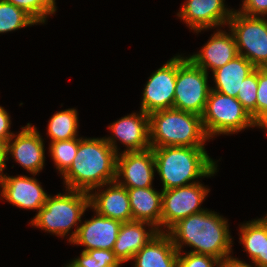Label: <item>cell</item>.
<instances>
[{
    "label": "cell",
    "instance_id": "1",
    "mask_svg": "<svg viewBox=\"0 0 267 267\" xmlns=\"http://www.w3.org/2000/svg\"><path fill=\"white\" fill-rule=\"evenodd\" d=\"M229 226L228 219L223 215L206 209L179 220L167 233L178 252L189 246L191 250L188 252L222 260L233 255L234 238Z\"/></svg>",
    "mask_w": 267,
    "mask_h": 267
},
{
    "label": "cell",
    "instance_id": "2",
    "mask_svg": "<svg viewBox=\"0 0 267 267\" xmlns=\"http://www.w3.org/2000/svg\"><path fill=\"white\" fill-rule=\"evenodd\" d=\"M117 153L104 137H79V146L70 168L61 176L66 189L90 193L116 179Z\"/></svg>",
    "mask_w": 267,
    "mask_h": 267
},
{
    "label": "cell",
    "instance_id": "3",
    "mask_svg": "<svg viewBox=\"0 0 267 267\" xmlns=\"http://www.w3.org/2000/svg\"><path fill=\"white\" fill-rule=\"evenodd\" d=\"M152 149L162 190L194 184L213 177L219 171V161L213 160L205 147L168 146Z\"/></svg>",
    "mask_w": 267,
    "mask_h": 267
},
{
    "label": "cell",
    "instance_id": "4",
    "mask_svg": "<svg viewBox=\"0 0 267 267\" xmlns=\"http://www.w3.org/2000/svg\"><path fill=\"white\" fill-rule=\"evenodd\" d=\"M65 192L48 195L44 206L29 222L30 226L43 230L55 237L68 238V243L76 237L82 217L90 209V195L79 190L64 189ZM75 227V228H74ZM74 228V231L72 229Z\"/></svg>",
    "mask_w": 267,
    "mask_h": 267
},
{
    "label": "cell",
    "instance_id": "5",
    "mask_svg": "<svg viewBox=\"0 0 267 267\" xmlns=\"http://www.w3.org/2000/svg\"><path fill=\"white\" fill-rule=\"evenodd\" d=\"M149 141L151 148L205 147L210 138L201 116L172 108L149 114Z\"/></svg>",
    "mask_w": 267,
    "mask_h": 267
},
{
    "label": "cell",
    "instance_id": "6",
    "mask_svg": "<svg viewBox=\"0 0 267 267\" xmlns=\"http://www.w3.org/2000/svg\"><path fill=\"white\" fill-rule=\"evenodd\" d=\"M202 122L207 136L215 139L219 135H233L257 127L242 104L231 96L210 90Z\"/></svg>",
    "mask_w": 267,
    "mask_h": 267
},
{
    "label": "cell",
    "instance_id": "7",
    "mask_svg": "<svg viewBox=\"0 0 267 267\" xmlns=\"http://www.w3.org/2000/svg\"><path fill=\"white\" fill-rule=\"evenodd\" d=\"M208 77L187 55L178 53L173 108L202 116L211 90Z\"/></svg>",
    "mask_w": 267,
    "mask_h": 267
},
{
    "label": "cell",
    "instance_id": "8",
    "mask_svg": "<svg viewBox=\"0 0 267 267\" xmlns=\"http://www.w3.org/2000/svg\"><path fill=\"white\" fill-rule=\"evenodd\" d=\"M227 28L234 35L238 54L256 68H267V17H250L234 10Z\"/></svg>",
    "mask_w": 267,
    "mask_h": 267
},
{
    "label": "cell",
    "instance_id": "9",
    "mask_svg": "<svg viewBox=\"0 0 267 267\" xmlns=\"http://www.w3.org/2000/svg\"><path fill=\"white\" fill-rule=\"evenodd\" d=\"M211 189L200 181L187 186L162 190L161 232H167L179 220L206 210L201 205Z\"/></svg>",
    "mask_w": 267,
    "mask_h": 267
},
{
    "label": "cell",
    "instance_id": "10",
    "mask_svg": "<svg viewBox=\"0 0 267 267\" xmlns=\"http://www.w3.org/2000/svg\"><path fill=\"white\" fill-rule=\"evenodd\" d=\"M43 136L32 123L21 126V130L6 143L5 162L11 157L27 173L39 174L45 166V143Z\"/></svg>",
    "mask_w": 267,
    "mask_h": 267
},
{
    "label": "cell",
    "instance_id": "11",
    "mask_svg": "<svg viewBox=\"0 0 267 267\" xmlns=\"http://www.w3.org/2000/svg\"><path fill=\"white\" fill-rule=\"evenodd\" d=\"M177 78V54L148 77L140 103L146 114L172 109Z\"/></svg>",
    "mask_w": 267,
    "mask_h": 267
},
{
    "label": "cell",
    "instance_id": "12",
    "mask_svg": "<svg viewBox=\"0 0 267 267\" xmlns=\"http://www.w3.org/2000/svg\"><path fill=\"white\" fill-rule=\"evenodd\" d=\"M177 17L196 33L225 28L235 8H228L225 0H185ZM227 5V6H226Z\"/></svg>",
    "mask_w": 267,
    "mask_h": 267
},
{
    "label": "cell",
    "instance_id": "13",
    "mask_svg": "<svg viewBox=\"0 0 267 267\" xmlns=\"http://www.w3.org/2000/svg\"><path fill=\"white\" fill-rule=\"evenodd\" d=\"M107 128L111 134L107 137L105 136L106 142L117 154L144 151L151 148L149 141V114L140 109L138 112H132L110 123ZM119 142L126 147L123 151H120Z\"/></svg>",
    "mask_w": 267,
    "mask_h": 267
},
{
    "label": "cell",
    "instance_id": "14",
    "mask_svg": "<svg viewBox=\"0 0 267 267\" xmlns=\"http://www.w3.org/2000/svg\"><path fill=\"white\" fill-rule=\"evenodd\" d=\"M29 175L31 177L19 174L10 176L2 170L0 179L1 201L6 200L17 208L38 212L46 203L49 194L42 187V183L36 179L37 174Z\"/></svg>",
    "mask_w": 267,
    "mask_h": 267
},
{
    "label": "cell",
    "instance_id": "15",
    "mask_svg": "<svg viewBox=\"0 0 267 267\" xmlns=\"http://www.w3.org/2000/svg\"><path fill=\"white\" fill-rule=\"evenodd\" d=\"M155 173L156 166L152 148L117 154L115 181L123 187L127 189L154 187Z\"/></svg>",
    "mask_w": 267,
    "mask_h": 267
},
{
    "label": "cell",
    "instance_id": "16",
    "mask_svg": "<svg viewBox=\"0 0 267 267\" xmlns=\"http://www.w3.org/2000/svg\"><path fill=\"white\" fill-rule=\"evenodd\" d=\"M223 29H216L199 51L187 56L196 66L208 74L210 71L213 72L223 67L239 55L233 33L229 29Z\"/></svg>",
    "mask_w": 267,
    "mask_h": 267
},
{
    "label": "cell",
    "instance_id": "17",
    "mask_svg": "<svg viewBox=\"0 0 267 267\" xmlns=\"http://www.w3.org/2000/svg\"><path fill=\"white\" fill-rule=\"evenodd\" d=\"M92 211V218L82 219L78 233L70 244L84 247L82 251L85 252L94 249L113 250L122 223Z\"/></svg>",
    "mask_w": 267,
    "mask_h": 267
},
{
    "label": "cell",
    "instance_id": "18",
    "mask_svg": "<svg viewBox=\"0 0 267 267\" xmlns=\"http://www.w3.org/2000/svg\"><path fill=\"white\" fill-rule=\"evenodd\" d=\"M89 195L90 210L121 223L133 221L127 188L116 181L94 188Z\"/></svg>",
    "mask_w": 267,
    "mask_h": 267
},
{
    "label": "cell",
    "instance_id": "19",
    "mask_svg": "<svg viewBox=\"0 0 267 267\" xmlns=\"http://www.w3.org/2000/svg\"><path fill=\"white\" fill-rule=\"evenodd\" d=\"M158 233V228L148 222H124L121 224L112 251L122 264L130 262L133 256Z\"/></svg>",
    "mask_w": 267,
    "mask_h": 267
},
{
    "label": "cell",
    "instance_id": "20",
    "mask_svg": "<svg viewBox=\"0 0 267 267\" xmlns=\"http://www.w3.org/2000/svg\"><path fill=\"white\" fill-rule=\"evenodd\" d=\"M179 252L167 232H159L132 258L133 267H174Z\"/></svg>",
    "mask_w": 267,
    "mask_h": 267
},
{
    "label": "cell",
    "instance_id": "21",
    "mask_svg": "<svg viewBox=\"0 0 267 267\" xmlns=\"http://www.w3.org/2000/svg\"><path fill=\"white\" fill-rule=\"evenodd\" d=\"M239 243L249 260L258 267H267V216L239 224Z\"/></svg>",
    "mask_w": 267,
    "mask_h": 267
},
{
    "label": "cell",
    "instance_id": "22",
    "mask_svg": "<svg viewBox=\"0 0 267 267\" xmlns=\"http://www.w3.org/2000/svg\"><path fill=\"white\" fill-rule=\"evenodd\" d=\"M127 192L133 221L151 223L161 232L162 189L128 188Z\"/></svg>",
    "mask_w": 267,
    "mask_h": 267
},
{
    "label": "cell",
    "instance_id": "23",
    "mask_svg": "<svg viewBox=\"0 0 267 267\" xmlns=\"http://www.w3.org/2000/svg\"><path fill=\"white\" fill-rule=\"evenodd\" d=\"M256 67L244 56L238 55L223 67L212 72L213 87L211 89L227 96L237 97L242 81Z\"/></svg>",
    "mask_w": 267,
    "mask_h": 267
},
{
    "label": "cell",
    "instance_id": "24",
    "mask_svg": "<svg viewBox=\"0 0 267 267\" xmlns=\"http://www.w3.org/2000/svg\"><path fill=\"white\" fill-rule=\"evenodd\" d=\"M77 108H67L55 112L47 124V137L50 142L78 138L79 117Z\"/></svg>",
    "mask_w": 267,
    "mask_h": 267
},
{
    "label": "cell",
    "instance_id": "25",
    "mask_svg": "<svg viewBox=\"0 0 267 267\" xmlns=\"http://www.w3.org/2000/svg\"><path fill=\"white\" fill-rule=\"evenodd\" d=\"M39 25L24 10L12 3L0 0V34Z\"/></svg>",
    "mask_w": 267,
    "mask_h": 267
},
{
    "label": "cell",
    "instance_id": "26",
    "mask_svg": "<svg viewBox=\"0 0 267 267\" xmlns=\"http://www.w3.org/2000/svg\"><path fill=\"white\" fill-rule=\"evenodd\" d=\"M63 267H122L112 250L94 249L82 251L77 258L69 260Z\"/></svg>",
    "mask_w": 267,
    "mask_h": 267
},
{
    "label": "cell",
    "instance_id": "27",
    "mask_svg": "<svg viewBox=\"0 0 267 267\" xmlns=\"http://www.w3.org/2000/svg\"><path fill=\"white\" fill-rule=\"evenodd\" d=\"M49 156L54 162L55 169L59 175H63L72 165V161L76 156L79 137L69 140H62L49 143Z\"/></svg>",
    "mask_w": 267,
    "mask_h": 267
},
{
    "label": "cell",
    "instance_id": "28",
    "mask_svg": "<svg viewBox=\"0 0 267 267\" xmlns=\"http://www.w3.org/2000/svg\"><path fill=\"white\" fill-rule=\"evenodd\" d=\"M24 10L39 25L46 24L49 16L57 12L56 0H4Z\"/></svg>",
    "mask_w": 267,
    "mask_h": 267
},
{
    "label": "cell",
    "instance_id": "29",
    "mask_svg": "<svg viewBox=\"0 0 267 267\" xmlns=\"http://www.w3.org/2000/svg\"><path fill=\"white\" fill-rule=\"evenodd\" d=\"M258 88V68L249 74L243 81L238 91L236 99L242 104L243 108L249 113L256 123V99Z\"/></svg>",
    "mask_w": 267,
    "mask_h": 267
},
{
    "label": "cell",
    "instance_id": "30",
    "mask_svg": "<svg viewBox=\"0 0 267 267\" xmlns=\"http://www.w3.org/2000/svg\"><path fill=\"white\" fill-rule=\"evenodd\" d=\"M256 125L267 135V68H258Z\"/></svg>",
    "mask_w": 267,
    "mask_h": 267
},
{
    "label": "cell",
    "instance_id": "31",
    "mask_svg": "<svg viewBox=\"0 0 267 267\" xmlns=\"http://www.w3.org/2000/svg\"><path fill=\"white\" fill-rule=\"evenodd\" d=\"M178 258L187 267H218L220 260L209 255L192 252H179Z\"/></svg>",
    "mask_w": 267,
    "mask_h": 267
},
{
    "label": "cell",
    "instance_id": "32",
    "mask_svg": "<svg viewBox=\"0 0 267 267\" xmlns=\"http://www.w3.org/2000/svg\"><path fill=\"white\" fill-rule=\"evenodd\" d=\"M238 12L250 17H267V0H242Z\"/></svg>",
    "mask_w": 267,
    "mask_h": 267
},
{
    "label": "cell",
    "instance_id": "33",
    "mask_svg": "<svg viewBox=\"0 0 267 267\" xmlns=\"http://www.w3.org/2000/svg\"><path fill=\"white\" fill-rule=\"evenodd\" d=\"M11 116L10 113L0 105V139L6 144L15 134L11 131Z\"/></svg>",
    "mask_w": 267,
    "mask_h": 267
},
{
    "label": "cell",
    "instance_id": "34",
    "mask_svg": "<svg viewBox=\"0 0 267 267\" xmlns=\"http://www.w3.org/2000/svg\"><path fill=\"white\" fill-rule=\"evenodd\" d=\"M218 267H258V266L253 262L248 263L231 255L229 257L220 260Z\"/></svg>",
    "mask_w": 267,
    "mask_h": 267
},
{
    "label": "cell",
    "instance_id": "35",
    "mask_svg": "<svg viewBox=\"0 0 267 267\" xmlns=\"http://www.w3.org/2000/svg\"><path fill=\"white\" fill-rule=\"evenodd\" d=\"M5 149L6 144L0 139V169L4 171L7 169V163L5 162Z\"/></svg>",
    "mask_w": 267,
    "mask_h": 267
},
{
    "label": "cell",
    "instance_id": "36",
    "mask_svg": "<svg viewBox=\"0 0 267 267\" xmlns=\"http://www.w3.org/2000/svg\"><path fill=\"white\" fill-rule=\"evenodd\" d=\"M174 267H187L179 258L176 260Z\"/></svg>",
    "mask_w": 267,
    "mask_h": 267
}]
</instances>
